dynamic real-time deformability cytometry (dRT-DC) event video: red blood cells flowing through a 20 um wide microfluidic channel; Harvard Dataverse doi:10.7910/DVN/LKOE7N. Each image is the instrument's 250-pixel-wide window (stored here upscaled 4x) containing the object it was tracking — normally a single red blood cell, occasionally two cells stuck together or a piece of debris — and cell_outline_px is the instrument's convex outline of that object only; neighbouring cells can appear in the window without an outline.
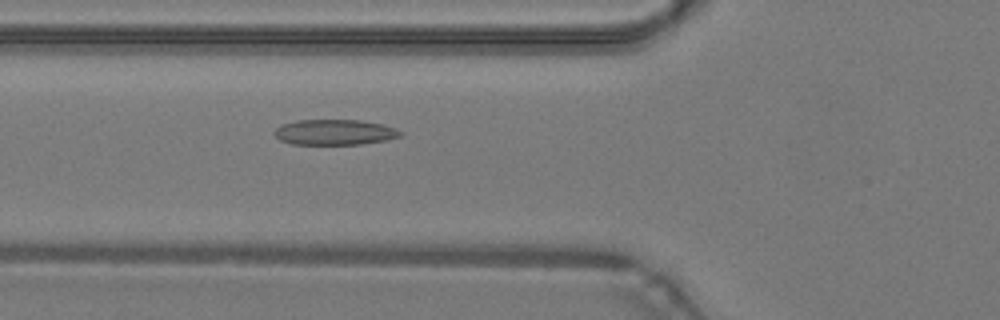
{"species": "common noctule bat (a hibernating species)", "species_latin": "Nyctalus noctula", "temperature_condition": "warm", "stored_images_in_passage": 36, "camera_frame_rate_fps": 3000, "um_per_image_px": 0.085, "animal": {"sex": "male", "body_mass_g": 19.2, "forearm_length_mm": 51.8}, "frame": {"image": 1, "passage_image": 6, "time_ms": 1.667, "image_size_px": [1000, 320], "cell_outline_px": [[400, 136], [384, 140], [360, 144], [292, 144], [280, 140], [272, 132], [280, 124], [296, 120], [360, 120], [380, 124], [396, 128], [400, 132]], "centroid_in_image_um": [28.37, 11.23], "position_along_channel_um": 97.4, "area_um2": 18.55}}
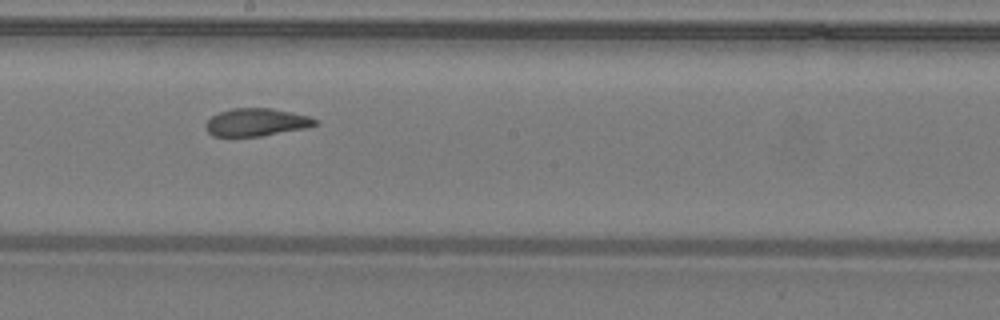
{"frame": {"image": 2, "passage_image": 15, "time_ms": 4.667, "image_size_px": [1000, 320], "cell_outline_px": [[320, 124], [304, 128], [260, 136], [212, 136], [204, 128], [204, 124], [212, 116], [220, 112], [232, 108], [272, 108], [308, 116], [320, 120]], "centroid_in_image_um": [21.79, 10.39], "position_along_channel_um": 226.4, "area_um2": 17.69}}
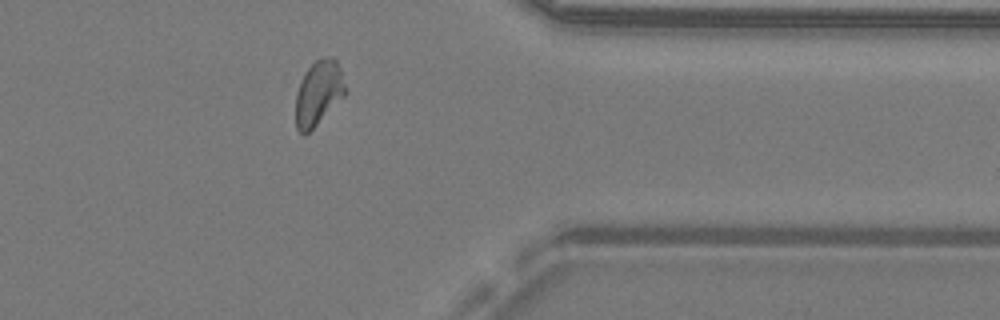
{"frame": {"image": 3, "passage_image": 27, "time_ms": 8.667, "image_size_px": [1000, 320], "cell_outline_px": [[348, 92], [304, 136], [296, 128], [296, 92], [308, 68], [316, 60], [324, 56], [332, 56], [336, 60], [340, 68]], "centroid_in_image_um": [27.09, 7.88], "position_along_channel_um": 384.3, "area_um2": 18.5}, "authors_computed_cell_mechanics": {"area_um2": 18.5249, "velocity_mm_per_s": 4.2815, "shape_relaxation_time_tau1_ms": null, "shape_relaxation_time_tau2_ms": 1.4348, "deformation_change_tau1": null, "deformation_change_tau2": 0.0782}}